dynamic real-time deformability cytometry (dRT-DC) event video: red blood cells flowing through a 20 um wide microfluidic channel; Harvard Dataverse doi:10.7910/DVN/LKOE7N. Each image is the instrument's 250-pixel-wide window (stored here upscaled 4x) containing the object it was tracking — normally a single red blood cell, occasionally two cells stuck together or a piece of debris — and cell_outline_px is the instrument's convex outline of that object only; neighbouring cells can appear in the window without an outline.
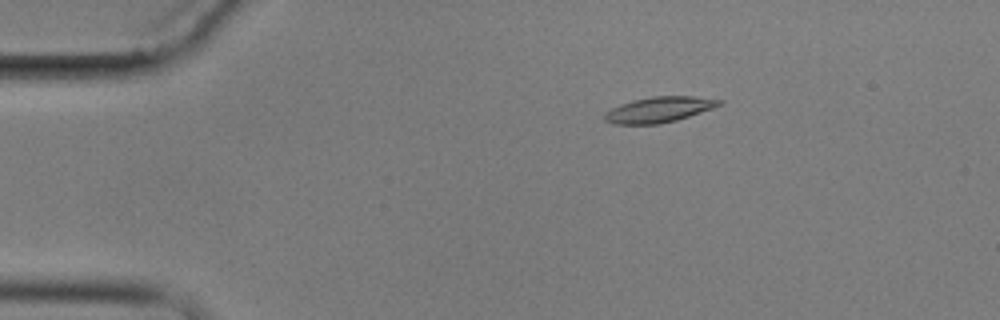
{"species": "common noctule bat (a hibernating species)", "species_latin": "Nyctalus noctula", "temperature_condition": "cold", "stored_images_in_passage": 4, "camera_frame_rate_fps": 3000, "um_per_image_px": 0.085, "animal": {"sex": "male", "body_mass_g": 17.9}, "frame": {"image": 1, "passage_image": 2, "time_ms": 1.333, "image_size_px": [1000, 320], "cell_outline_px": [[724, 100], [720, 104], [712, 108], [676, 120], [660, 124], [612, 124], [604, 120], [604, 112], [620, 104], [632, 100], [652, 96], [692, 96]], "centroid_in_image_um": [55.96, 9.31], "position_along_channel_um": 29.0, "area_um2": 16.99}}